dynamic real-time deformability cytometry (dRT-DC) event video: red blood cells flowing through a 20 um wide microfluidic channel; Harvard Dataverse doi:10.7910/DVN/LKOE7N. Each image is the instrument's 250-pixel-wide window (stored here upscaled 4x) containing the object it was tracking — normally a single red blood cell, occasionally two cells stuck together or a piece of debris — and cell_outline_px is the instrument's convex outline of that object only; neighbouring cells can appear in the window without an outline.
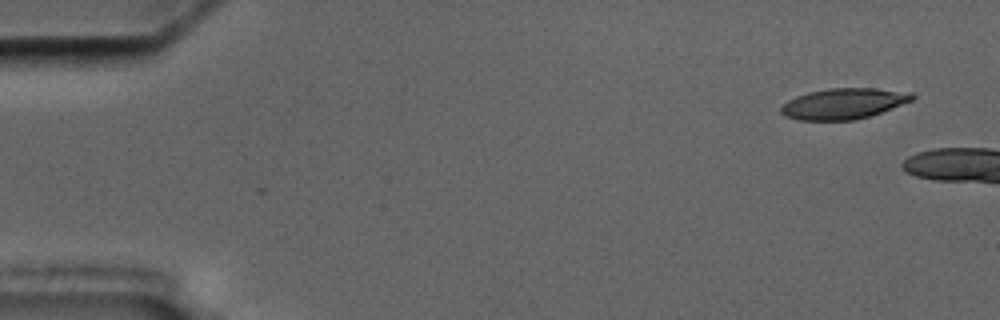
{"species": "common noctule bat (a hibernating species)", "species_latin": "Nyctalus noctula", "temperature_condition": "cold", "stored_images_in_passage": 2, "camera_frame_rate_fps": 3000, "um_per_image_px": 0.085, "animal": {"sex": "male", "body_mass_g": 17.5, "forearm_length_mm": 52.3}, "frame": {"image": 1, "passage_image": 1, "time_ms": 0.0, "image_size_px": [1000, 320], "cell_outline_px": [[916, 96], [912, 100], [880, 112], [856, 120], [800, 120], [784, 116], [780, 112], [780, 108], [788, 100], [796, 96], [808, 92], [828, 88], [876, 88], [912, 92]], "centroid_in_image_um": [71.69, 8.8], "position_along_channel_um": 13.3, "area_um2": 23.47}}